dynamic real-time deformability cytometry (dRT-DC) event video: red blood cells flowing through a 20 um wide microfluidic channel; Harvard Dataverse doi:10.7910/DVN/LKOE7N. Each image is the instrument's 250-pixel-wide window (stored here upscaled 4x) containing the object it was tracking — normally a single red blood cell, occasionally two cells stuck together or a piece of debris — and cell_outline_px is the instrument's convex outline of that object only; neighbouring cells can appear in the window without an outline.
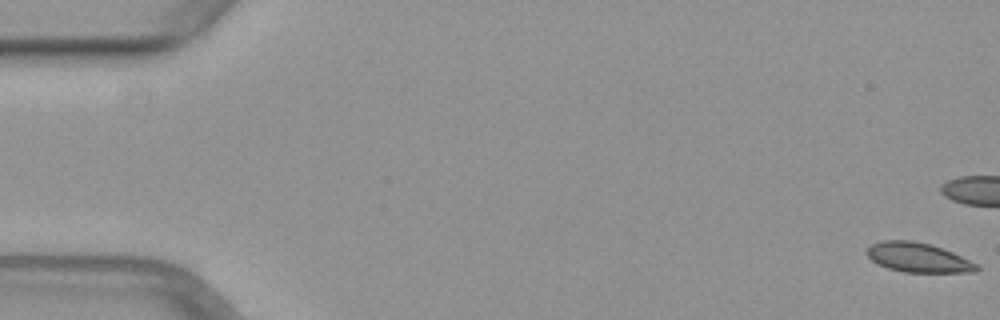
{"species": "common noctule bat (a hibernating species)", "species_latin": "Nyctalus noctula", "temperature_condition": "warm", "stored_images_in_passage": 16, "camera_frame_rate_fps": 3000, "um_per_image_px": 0.085, "animal": {"sex": "female", "body_mass_g": 29.2, "forearm_length_mm": 56.3}, "frame": {"image": 1, "passage_image": 1, "time_ms": 0.0, "image_size_px": [1000, 320], "cell_outline_px": [[980, 268], [976, 272], [904, 272], [888, 268], [872, 260], [864, 252], [868, 244], [880, 240], [912, 240], [928, 244], [952, 252], [976, 264]], "centroid_in_image_um": [77.96, 21.88], "position_along_channel_um": 7.0, "area_um2": 18.79}}
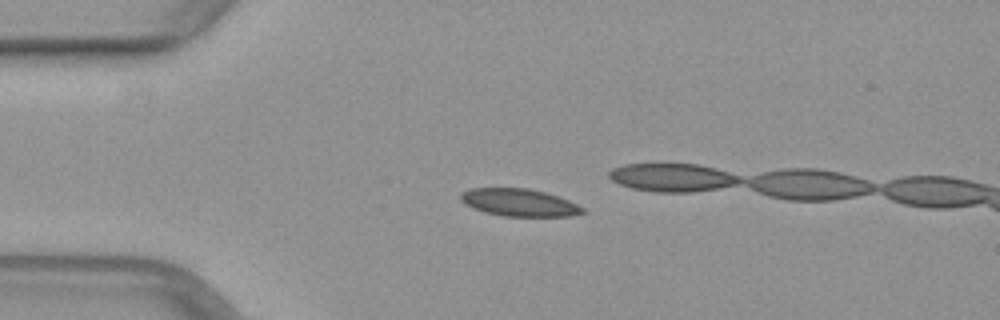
{"frame": {"image": 2, "passage_image": 13, "time_ms": 4.0, "image_size_px": [1000, 320], "cell_outline_px": [[588, 212], [568, 216], [504, 216], [484, 212], [472, 208], [464, 204], [460, 200], [460, 192], [468, 188], [528, 188], [544, 192], [568, 200], [584, 208]], "centroid_in_image_um": [44.08, 17.21], "position_along_channel_um": 40.9, "area_um2": 19.59}}